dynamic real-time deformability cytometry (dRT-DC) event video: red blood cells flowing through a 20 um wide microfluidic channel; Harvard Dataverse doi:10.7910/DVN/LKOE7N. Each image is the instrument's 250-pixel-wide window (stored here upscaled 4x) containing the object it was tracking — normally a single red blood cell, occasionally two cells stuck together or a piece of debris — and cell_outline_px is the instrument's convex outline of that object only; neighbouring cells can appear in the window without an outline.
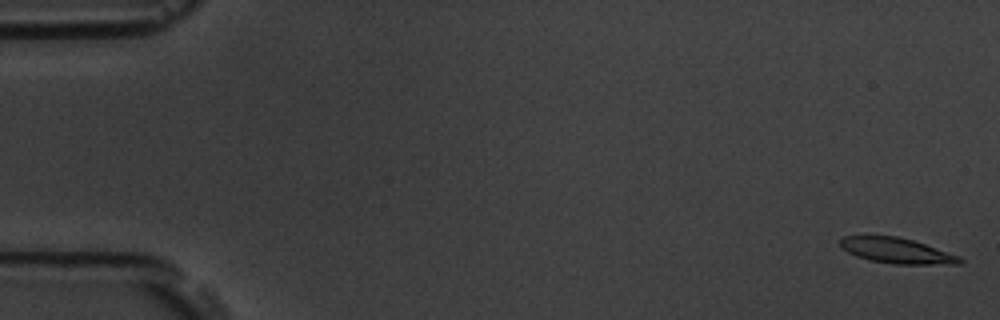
{"species": "common noctule bat (a hibernating species)", "species_latin": "Nyctalus noctula", "temperature_condition": "room temperature", "stored_images_in_passage": 12, "camera_frame_rate_fps": 3000, "um_per_image_px": 0.085, "animal": {"sex": "male", "body_mass_g": 19.5, "forearm_length_mm": 54.6}, "frame": {"image": 1, "passage_image": 1, "time_ms": 0.0, "image_size_px": [1000, 320], "cell_outline_px": [[964, 260], [960, 264], [896, 264], [868, 260], [856, 256], [840, 248], [840, 240], [844, 236], [864, 232], [896, 236], [912, 240], [960, 256]], "centroid_in_image_um": [76.11, 21.26], "position_along_channel_um": 8.9, "area_um2": 18.38}}